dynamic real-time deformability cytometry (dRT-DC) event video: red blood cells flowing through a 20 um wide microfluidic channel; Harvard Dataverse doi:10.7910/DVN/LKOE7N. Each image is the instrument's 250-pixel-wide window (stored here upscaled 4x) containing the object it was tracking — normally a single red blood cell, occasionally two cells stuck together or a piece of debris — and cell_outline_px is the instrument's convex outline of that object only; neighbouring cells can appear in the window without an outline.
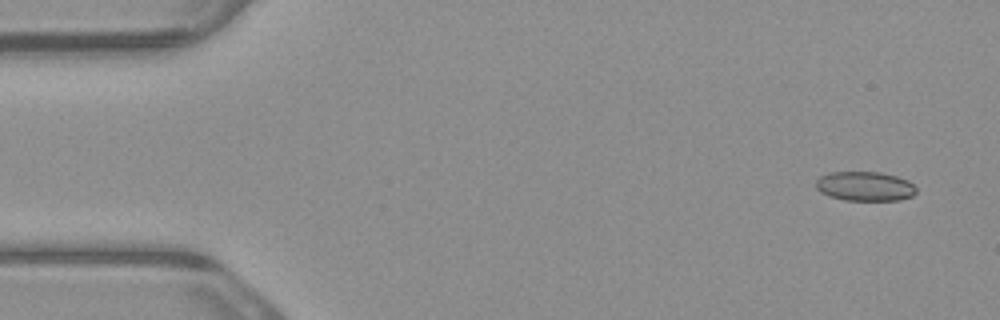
{"species": "common noctule bat (a hibernating species)", "species_latin": "Nyctalus noctula", "temperature_condition": "warm", "stored_images_in_passage": 6, "camera_frame_rate_fps": 3000, "um_per_image_px": 0.085, "animal": {"sex": "male", "body_mass_g": 23.1, "forearm_length_mm": 52.7}, "frame": {"image": 1, "passage_image": 1, "time_ms": 0.0, "image_size_px": [1000, 320], "cell_outline_px": [[916, 192], [912, 196], [900, 200], [844, 200], [828, 196], [820, 192], [816, 188], [816, 180], [820, 176], [832, 172], [880, 172], [896, 176], [908, 180], [916, 188]], "centroid_in_image_um": [73.51, 15.83], "position_along_channel_um": 11.5, "area_um2": 17.22}}
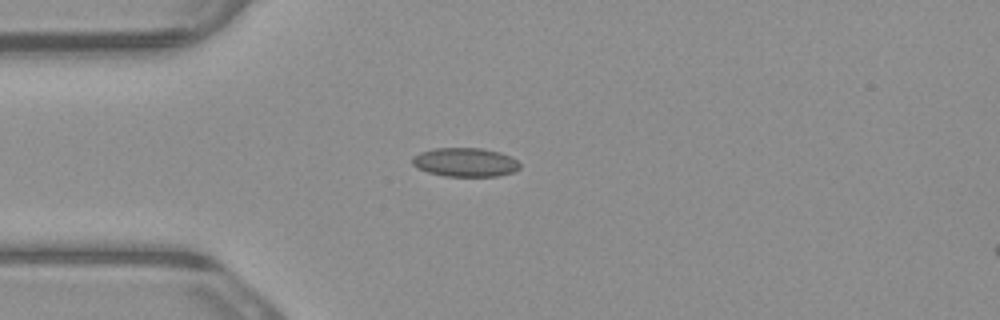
{"frame": {"image": 2, "passage_image": 4, "time_ms": 1.0, "image_size_px": [1000, 320], "cell_outline_px": [[520, 168], [512, 172], [496, 176], [444, 176], [428, 172], [416, 168], [412, 164], [412, 156], [420, 152], [432, 148], [480, 148], [500, 152], [512, 156], [520, 164]], "centroid_in_image_um": [39.52, 13.78], "position_along_channel_um": 45.5, "area_um2": 18.21}}
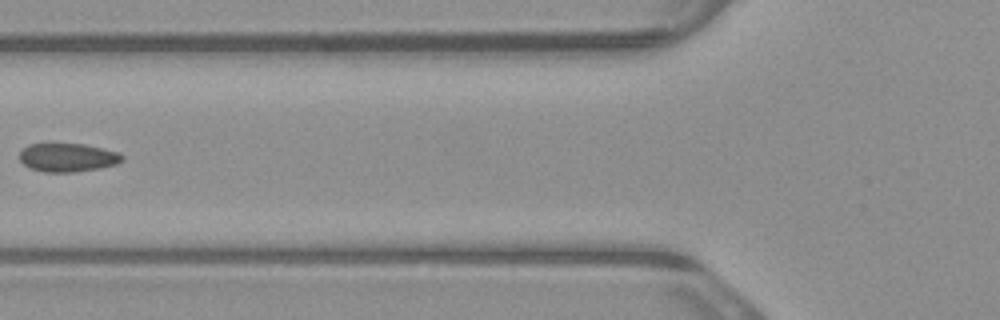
{"frame": {"image": 3, "passage_image": 6, "time_ms": 1.667, "image_size_px": [1000, 320], "cell_outline_px": [[124, 160], [116, 164], [100, 168], [72, 172], [44, 172], [32, 168], [24, 164], [20, 160], [20, 152], [28, 144], [48, 140], [84, 144], [120, 152], [124, 156]], "centroid_in_image_um": [5.74, 13.33], "position_along_channel_um": 120.1, "area_um2": 17.8}}